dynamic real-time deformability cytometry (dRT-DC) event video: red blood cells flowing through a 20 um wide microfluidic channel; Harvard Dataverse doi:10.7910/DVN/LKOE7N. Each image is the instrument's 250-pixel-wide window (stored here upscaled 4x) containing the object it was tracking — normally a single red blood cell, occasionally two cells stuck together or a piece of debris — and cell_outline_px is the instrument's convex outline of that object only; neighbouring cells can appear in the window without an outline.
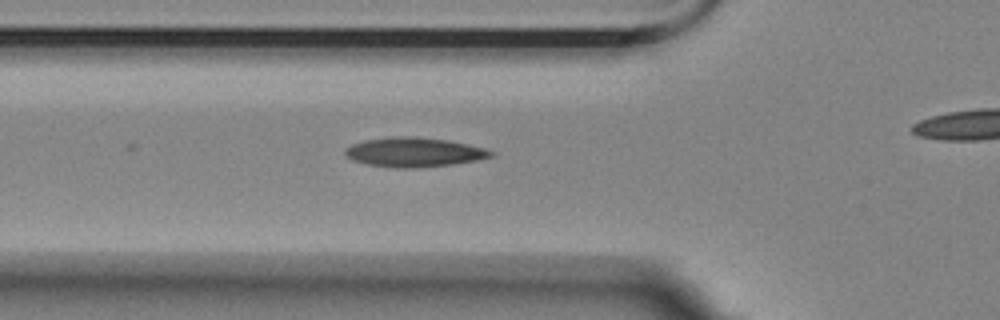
{"species": "Egyptian fruit bat (a non-hibernating species)", "species_latin": "Rousettus aegyptiacus", "temperature_condition": "room temperature", "stored_images_in_passage": 5, "segment_of_instrument_passage": [1, 2], "camera_frame_rate_fps": 3000, "um_per_image_px": 0.085, "animal": {"sex": "female"}, "frame": {"image": 1, "passage_image": 4, "time_ms": 1.0, "image_size_px": [1000, 320], "cell_outline_px": [[496, 156], [476, 160], [452, 164], [416, 168], [400, 168], [364, 164], [352, 160], [344, 156], [344, 152], [352, 144], [364, 140], [392, 136], [412, 136], [448, 140], [468, 144], [484, 148], [496, 152]], "centroid_in_image_um": [35.2, 12.93], "position_along_channel_um": 90.6, "area_um2": 25.14}}